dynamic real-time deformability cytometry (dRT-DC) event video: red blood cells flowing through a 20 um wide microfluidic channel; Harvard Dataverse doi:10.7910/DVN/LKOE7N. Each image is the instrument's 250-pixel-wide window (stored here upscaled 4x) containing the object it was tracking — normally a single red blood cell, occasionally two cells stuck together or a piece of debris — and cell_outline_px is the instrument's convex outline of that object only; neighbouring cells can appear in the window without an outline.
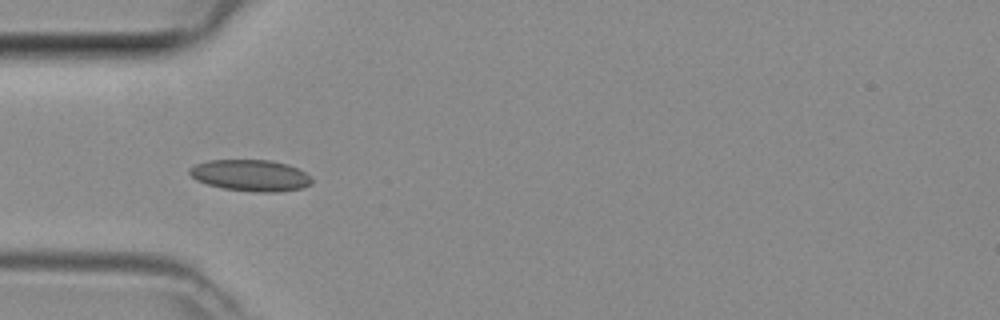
{"species": "common noctule bat (a hibernating species)", "species_latin": "Nyctalus noctula", "temperature_condition": "room temperature", "stored_images_in_passage": 4, "camera_frame_rate_fps": 3000, "um_per_image_px": 0.085, "animal": {"sex": "female", "body_mass_g": 29.2, "forearm_length_mm": 56.3}, "frame": {"image": 1, "passage_image": 4, "time_ms": 1.0, "image_size_px": [1000, 320], "cell_outline_px": [[312, 184], [300, 188], [276, 192], [252, 192], [224, 188], [208, 184], [196, 180], [188, 172], [188, 168], [196, 164], [208, 160], [272, 160], [288, 164], [304, 172], [312, 180]], "centroid_in_image_um": [21.27, 14.9], "position_along_channel_um": 63.7, "area_um2": 22.31}}